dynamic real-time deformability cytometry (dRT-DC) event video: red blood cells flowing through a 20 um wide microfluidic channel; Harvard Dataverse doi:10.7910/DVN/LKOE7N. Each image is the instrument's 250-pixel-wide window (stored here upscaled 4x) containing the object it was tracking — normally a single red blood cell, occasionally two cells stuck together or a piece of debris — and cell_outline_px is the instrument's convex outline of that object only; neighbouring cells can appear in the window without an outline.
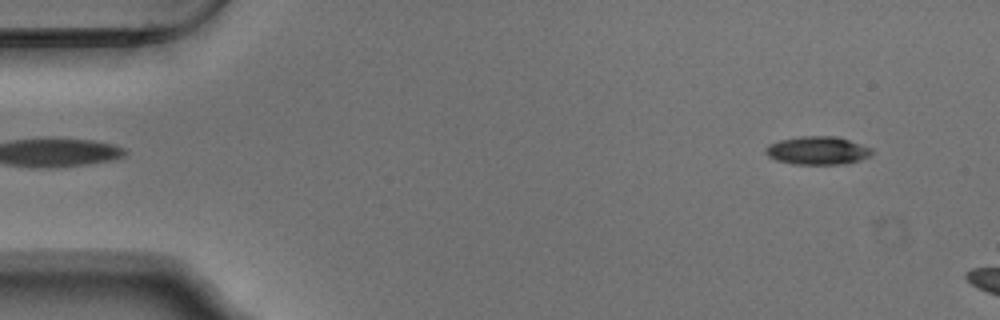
{"species": "Egyptian fruit bat (a non-hibernating species)", "species_latin": "Rousettus aegyptiacus", "temperature_condition": "warm", "stored_images_in_passage": 9, "camera_frame_rate_fps": 3000, "um_per_image_px": 0.085, "animal": {"sex": "male"}, "frame": {"image": 1, "passage_image": 4, "time_ms": 1.0, "image_size_px": [1000, 320], "cell_outline_px": [[872, 152], [868, 156], [860, 160], [844, 164], [792, 164], [776, 160], [768, 156], [764, 152], [764, 148], [768, 144], [780, 140], [804, 136], [836, 136], [872, 148]], "centroid_in_image_um": [69.45, 12.8], "position_along_channel_um": 15.6, "area_um2": 17.4}}